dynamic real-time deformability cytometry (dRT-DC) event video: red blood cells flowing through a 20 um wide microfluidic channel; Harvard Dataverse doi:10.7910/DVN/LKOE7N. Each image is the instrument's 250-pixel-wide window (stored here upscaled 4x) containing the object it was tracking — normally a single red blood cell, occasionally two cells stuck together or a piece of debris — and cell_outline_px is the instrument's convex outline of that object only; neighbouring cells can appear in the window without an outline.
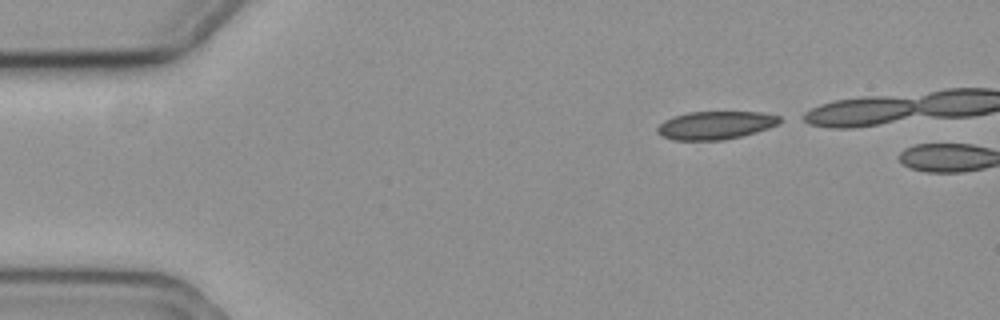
{"species": "common noctule bat (a hibernating species)", "species_latin": "Nyctalus noctula", "temperature_condition": "cold", "stored_images_in_passage": 3, "camera_frame_rate_fps": 3000, "um_per_image_px": 0.085, "animal": {"sex": "female", "body_mass_g": 19.3, "forearm_length_mm": 54.1}, "frame": {"image": 1, "passage_image": 1, "time_ms": 0.0, "image_size_px": [1000, 320], "cell_outline_px": [[780, 124], [756, 132], [724, 140], [672, 140], [660, 136], [656, 132], [656, 128], [664, 120], [672, 116], [688, 112], [764, 112], [780, 116]], "centroid_in_image_um": [60.79, 10.64], "position_along_channel_um": 24.2, "area_um2": 20.23}}